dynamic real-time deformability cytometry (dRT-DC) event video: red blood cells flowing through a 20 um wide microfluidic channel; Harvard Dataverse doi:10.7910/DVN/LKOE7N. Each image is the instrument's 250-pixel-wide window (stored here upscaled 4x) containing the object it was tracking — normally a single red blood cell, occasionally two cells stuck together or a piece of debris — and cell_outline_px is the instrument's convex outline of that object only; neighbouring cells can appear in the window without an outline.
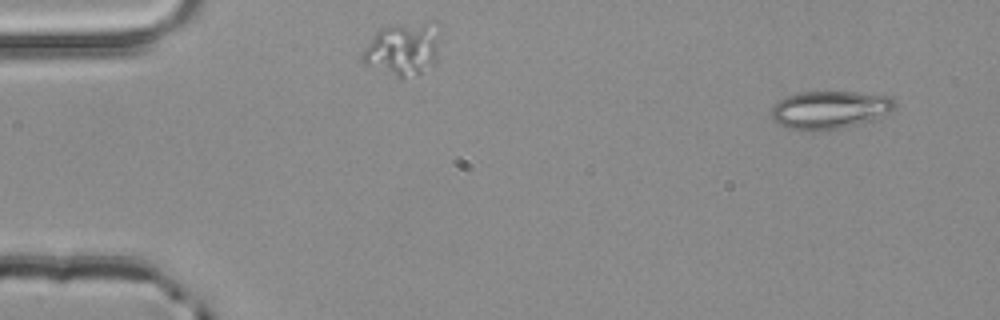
{"species": "common noctule bat (a hibernating species)", "species_latin": "Nyctalus noctula", "temperature_condition": "room temperature", "stored_images_in_passage": 3, "camera_frame_rate_fps": 3000, "um_per_image_px": 0.085, "animal": {"sex": "male", "body_mass_g": 20.4}, "frame": {"image": 1, "passage_image": 1, "time_ms": 0.0, "image_size_px": [1000, 320], "cell_outline_px": [[896, 104], [888, 112], [872, 120], [840, 128], [788, 128], [772, 120], [772, 108], [780, 100], [788, 96], [800, 92], [856, 92], [888, 96]], "centroid_in_image_um": [70.52, 9.3], "position_along_channel_um": 14.5, "area_um2": 26.18}}